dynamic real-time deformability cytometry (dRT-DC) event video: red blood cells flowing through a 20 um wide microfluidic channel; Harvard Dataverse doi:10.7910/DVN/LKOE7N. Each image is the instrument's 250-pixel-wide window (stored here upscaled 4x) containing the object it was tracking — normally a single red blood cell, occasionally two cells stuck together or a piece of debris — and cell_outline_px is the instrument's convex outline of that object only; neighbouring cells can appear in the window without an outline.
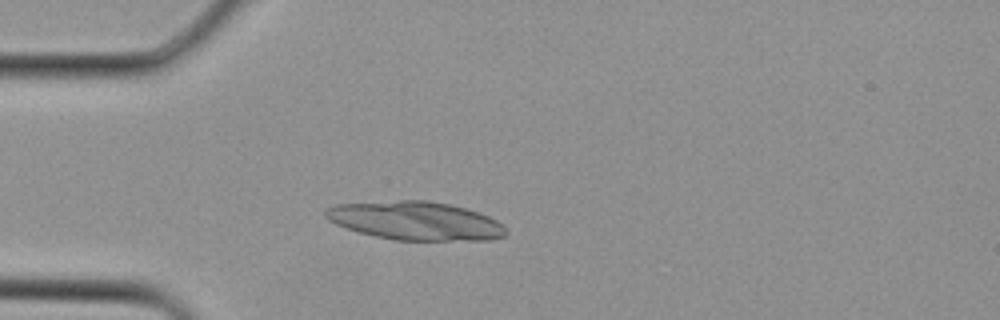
{"species": "Egyptian fruit bat (a non-hibernating species)", "species_latin": "Rousettus aegyptiacus", "temperature_condition": "cold", "stored_images_in_passage": 1, "camera_frame_rate_fps": 3000, "um_per_image_px": 0.085, "animal": {"sex": "female"}, "frame": {"image": 1, "passage_image": 1, "time_ms": 0.0, "image_size_px": [1000, 320], "cell_outline_px": [[508, 232], [504, 236], [492, 240], [396, 240], [376, 236], [360, 232], [336, 224], [328, 220], [324, 216], [324, 208], [336, 204], [400, 200], [424, 200], [448, 204], [464, 208], [488, 216], [496, 220]], "centroid_in_image_um": [35.28, 18.76], "position_along_channel_um": 49.7, "area_um2": 40.23}}